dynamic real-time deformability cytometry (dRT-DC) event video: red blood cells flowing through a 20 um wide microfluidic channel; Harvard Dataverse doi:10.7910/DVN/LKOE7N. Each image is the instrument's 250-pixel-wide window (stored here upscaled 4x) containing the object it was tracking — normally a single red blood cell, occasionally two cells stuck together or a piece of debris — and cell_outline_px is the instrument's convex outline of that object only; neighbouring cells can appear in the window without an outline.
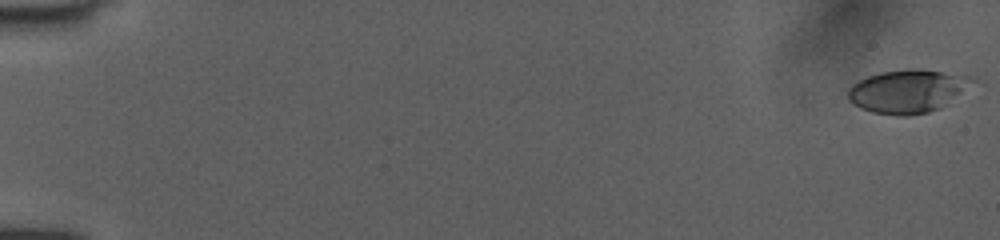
{"species": "human", "species_latin": "Homo sapiens", "temperature_condition": "room temperature", "stored_images_in_passage": 52, "camera_frame_rate_fps": 3000, "um_per_image_px": 0.085, "donor": {"sex": "female"}, "frame": {"image": 1, "passage_image": 1, "time_ms": 0.0, "image_size_px": [1000, 240], "cell_outline_px": [[984, 84], [940, 108], [928, 112], [908, 116], [896, 116], [872, 112], [860, 108], [848, 100], [848, 88], [852, 84], [868, 76], [880, 72], [940, 72], [976, 76], [984, 80]], "centroid_in_image_um": [77.36, 7.79], "position_along_channel_um": 7.6, "area_um2": 31.79}}
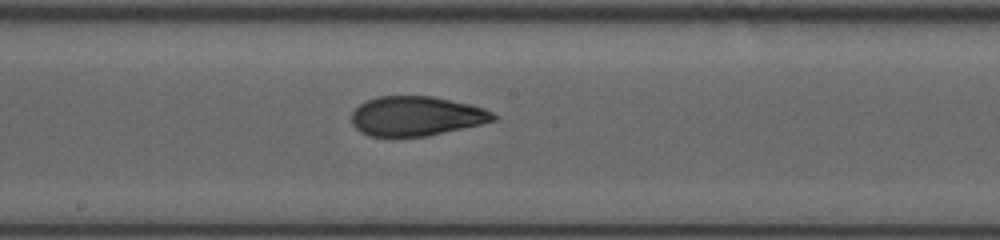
{"frame": {"image": 2, "passage_image": 30, "time_ms": 9.667, "image_size_px": [1000, 240], "cell_outline_px": [[500, 116], [496, 120], [480, 124], [428, 136], [368, 136], [360, 132], [352, 124], [352, 112], [364, 100], [376, 96], [432, 96], [468, 104], [484, 108]], "centroid_in_image_um": [35.37, 9.86], "position_along_channel_um": 212.8, "area_um2": 32.71}}
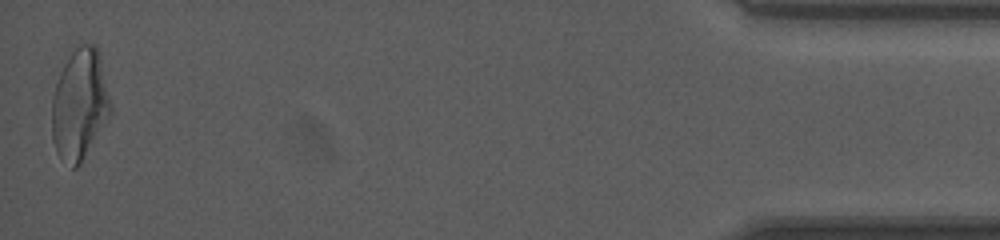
{"frame": {"image": 3, "passage_image": 52, "time_ms": 17.0, "image_size_px": [1000, 240], "cell_outline_px": [[112, 112], [80, 164], [76, 168], [72, 168], [56, 152], [52, 140], [52, 96], [60, 72], [64, 64], [72, 52], [80, 44], [92, 44], [100, 52], [112, 104]], "centroid_in_image_um": [6.79, 8.87], "position_along_channel_um": 428.4, "area_um2": 37.97}, "authors_computed_cell_mechanics": {"area_um2": 33.2061, "velocity_mm_per_s": 4.0467, "shape_relaxation_time_tau1_ms": 6.5651, "shape_relaxation_time_tau2_ms": 1.4, "deformation_change_tau1": 0.2181, "deformation_change_tau2": 0.0779}}